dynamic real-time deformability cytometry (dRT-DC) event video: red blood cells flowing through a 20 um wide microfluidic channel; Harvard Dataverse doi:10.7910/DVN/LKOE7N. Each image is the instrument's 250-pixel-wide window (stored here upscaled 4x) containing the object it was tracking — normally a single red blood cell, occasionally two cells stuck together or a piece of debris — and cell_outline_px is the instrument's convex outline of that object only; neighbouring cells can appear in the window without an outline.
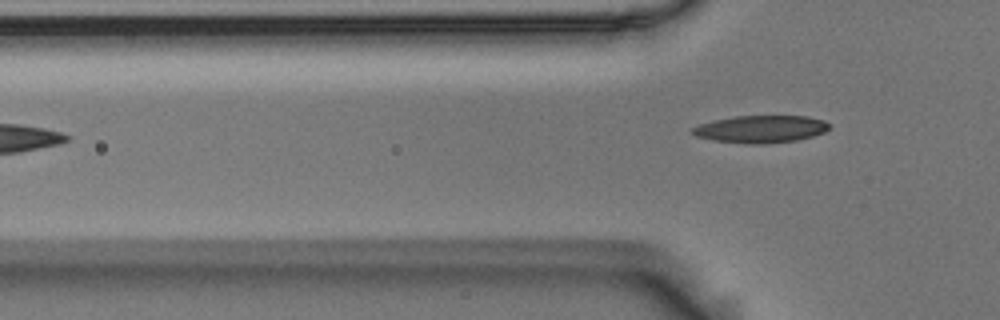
{"species": "Egyptian fruit bat (a non-hibernating species)", "species_latin": "Rousettus aegyptiacus", "temperature_condition": "room temperature", "stored_images_in_passage": 3, "camera_frame_rate_fps": 3000, "um_per_image_px": 0.085, "animal": {"sex": "male"}, "frame": {"image": 1, "passage_image": 3, "time_ms": 0.667, "image_size_px": [1000, 320], "cell_outline_px": [[832, 124], [824, 132], [812, 136], [796, 140], [760, 144], [748, 144], [712, 140], [696, 136], [692, 132], [692, 128], [700, 124], [712, 120], [736, 116], [808, 116], [824, 120]], "centroid_in_image_um": [64.67, 10.96], "position_along_channel_um": 61.1, "area_um2": 21.79}}